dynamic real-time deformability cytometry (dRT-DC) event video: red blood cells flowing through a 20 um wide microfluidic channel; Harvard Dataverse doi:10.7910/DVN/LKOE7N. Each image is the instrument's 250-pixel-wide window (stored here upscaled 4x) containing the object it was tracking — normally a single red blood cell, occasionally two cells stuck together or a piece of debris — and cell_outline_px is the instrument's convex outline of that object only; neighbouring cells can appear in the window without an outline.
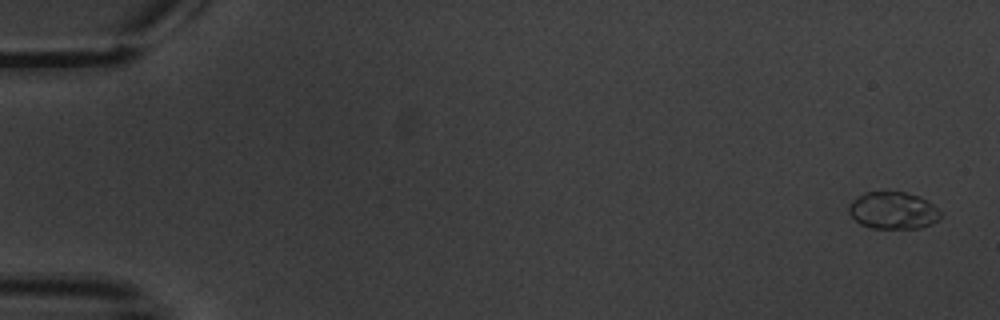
{"species": "common noctule bat (a hibernating species)", "species_latin": "Nyctalus noctula", "temperature_condition": "warm", "stored_images_in_passage": 5, "camera_frame_rate_fps": 3000, "um_per_image_px": 0.085, "animal": {"sex": "male", "body_mass_g": 20.1, "forearm_length_mm": 53.5}, "frame": {"image": 1, "passage_image": 1, "time_ms": 0.0, "image_size_px": [1000, 320], "cell_outline_px": [[940, 220], [932, 224], [920, 228], [872, 228], [860, 224], [848, 212], [848, 204], [852, 200], [864, 192], [904, 192], [920, 196], [932, 204], [940, 212]], "centroid_in_image_um": [75.9, 17.89], "position_along_channel_um": 9.1, "area_um2": 19.88}}